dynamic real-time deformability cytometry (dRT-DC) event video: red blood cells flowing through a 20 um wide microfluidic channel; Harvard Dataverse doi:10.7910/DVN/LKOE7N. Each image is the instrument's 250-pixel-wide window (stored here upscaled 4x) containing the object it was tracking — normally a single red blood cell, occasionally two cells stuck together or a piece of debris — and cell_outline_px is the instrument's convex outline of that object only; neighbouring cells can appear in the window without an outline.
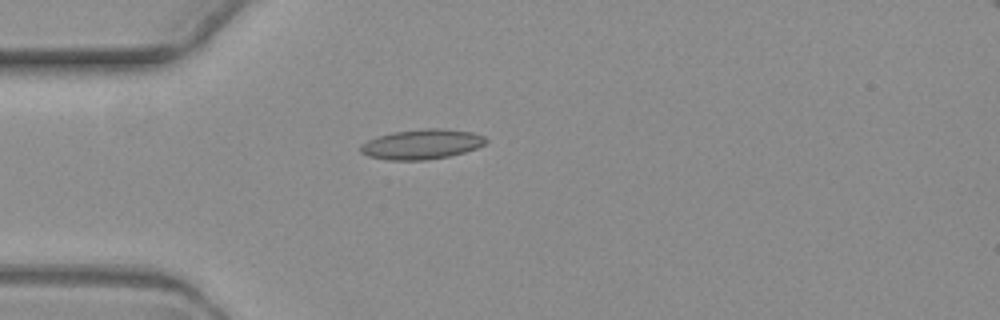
{"species": "common noctule bat (a hibernating species)", "species_latin": "Nyctalus noctula", "temperature_condition": "warm", "stored_images_in_passage": 5, "camera_frame_rate_fps": 3000, "um_per_image_px": 0.085, "animal": {"sex": "female", "body_mass_g": 19.3, "forearm_length_mm": 54.1}, "frame": {"image": 1, "passage_image": 4, "time_ms": 4.667, "image_size_px": [1000, 320], "cell_outline_px": [[488, 140], [484, 144], [476, 148], [464, 152], [448, 156], [424, 160], [388, 160], [368, 156], [360, 152], [360, 144], [376, 136], [392, 132], [424, 128], [440, 128], [472, 132], [484, 136]], "centroid_in_image_um": [35.82, 12.25], "position_along_channel_um": 49.2, "area_um2": 21.91}}